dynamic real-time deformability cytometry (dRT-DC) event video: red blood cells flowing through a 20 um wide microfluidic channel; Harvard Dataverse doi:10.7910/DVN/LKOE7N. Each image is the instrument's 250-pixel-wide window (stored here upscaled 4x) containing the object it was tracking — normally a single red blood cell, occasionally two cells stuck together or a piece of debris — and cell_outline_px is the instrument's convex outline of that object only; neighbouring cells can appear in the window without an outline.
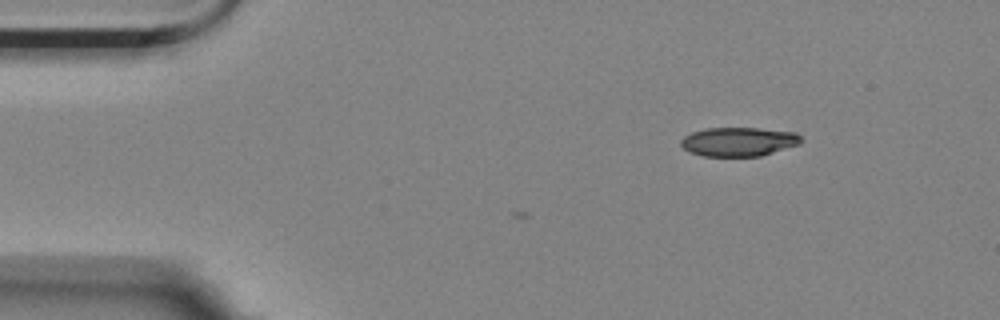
{"species": "Egyptian fruit bat (a non-hibernating species)", "species_latin": "Rousettus aegyptiacus", "temperature_condition": "room temperature", "stored_images_in_passage": 4, "camera_frame_rate_fps": 3000, "um_per_image_px": 0.085, "animal": {"sex": "female"}, "frame": {"image": 1, "passage_image": 1, "time_ms": 0.0, "image_size_px": [1000, 320], "cell_outline_px": [[804, 140], [800, 144], [760, 156], [704, 156], [692, 152], [684, 148], [680, 144], [680, 140], [684, 136], [692, 132], [704, 128], [760, 128], [796, 132]], "centroid_in_image_um": [62.81, 12.03], "position_along_channel_um": 22.2, "area_um2": 20.35}}